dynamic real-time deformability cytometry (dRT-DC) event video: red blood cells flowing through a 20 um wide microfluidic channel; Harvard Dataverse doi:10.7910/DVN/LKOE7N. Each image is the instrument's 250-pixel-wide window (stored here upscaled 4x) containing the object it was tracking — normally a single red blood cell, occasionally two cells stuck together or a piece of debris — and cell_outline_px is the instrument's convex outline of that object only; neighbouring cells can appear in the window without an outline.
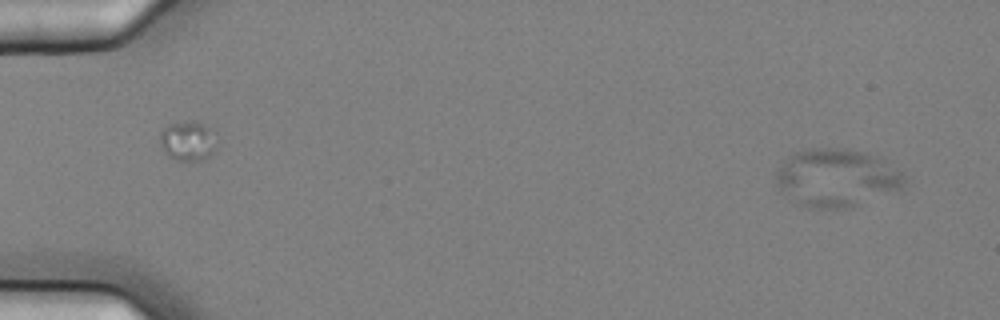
{"species": "common noctule bat (a hibernating species)", "species_latin": "Nyctalus noctula", "temperature_condition": "cold", "stored_images_in_passage": 6, "camera_frame_rate_fps": 3000, "um_per_image_px": 0.085, "animal": {"sex": "female", "body_mass_g": 25.1}, "frame": {"image": 1, "passage_image": 2, "time_ms": 0.333, "image_size_px": [1000, 320], "cell_outline_px": [[908, 176], [904, 188], [852, 208], [832, 212], [808, 208], [796, 204], [776, 184], [776, 172], [784, 160], [792, 152], [808, 148], [848, 148], [884, 156]], "centroid_in_image_um": [71.19, 15.13], "position_along_channel_um": 13.8, "area_um2": 45.26}}
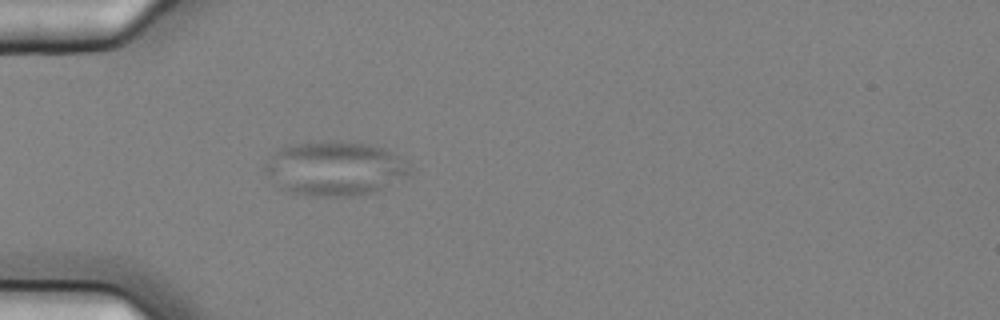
{"frame": {"image": 2, "passage_image": 6, "time_ms": 1.667, "image_size_px": [1000, 320], "cell_outline_px": [[408, 172], [380, 188], [372, 192], [352, 196], [312, 196], [292, 192], [276, 188], [272, 184], [264, 168], [264, 164], [284, 144], [308, 140], [340, 140], [364, 144], [384, 148], [404, 160]], "centroid_in_image_um": [28.3, 14.28], "position_along_channel_um": 56.7, "area_um2": 45.6}}